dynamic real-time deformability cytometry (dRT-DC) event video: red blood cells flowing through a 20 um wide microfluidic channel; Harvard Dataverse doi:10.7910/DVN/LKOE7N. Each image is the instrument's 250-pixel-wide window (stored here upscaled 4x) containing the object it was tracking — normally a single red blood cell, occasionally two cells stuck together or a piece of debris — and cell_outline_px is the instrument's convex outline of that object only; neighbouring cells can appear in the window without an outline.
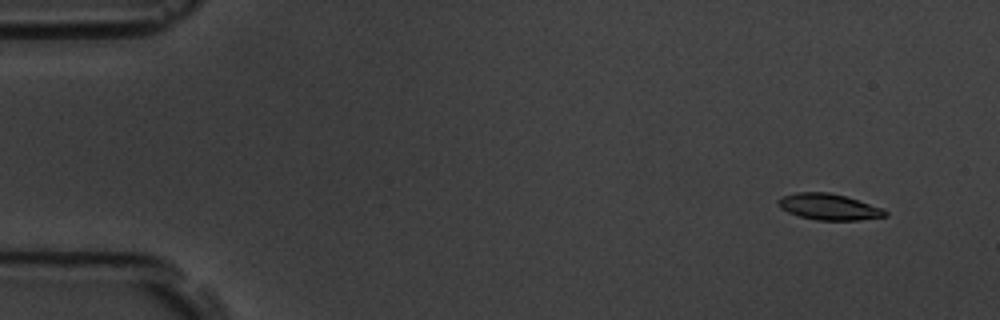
{"species": "common noctule bat (a hibernating species)", "species_latin": "Nyctalus noctula", "temperature_condition": "room temperature", "stored_images_in_passage": 4, "camera_frame_rate_fps": 3000, "um_per_image_px": 0.085, "animal": {"sex": "male", "body_mass_g": 19.5, "forearm_length_mm": 54.6}, "frame": {"image": 1, "passage_image": 1, "time_ms": 0.0, "image_size_px": [1000, 320], "cell_outline_px": [[888, 216], [860, 220], [816, 220], [800, 216], [788, 212], [780, 208], [776, 204], [776, 200], [780, 196], [796, 192], [828, 192], [844, 196], [884, 208], [888, 212]], "centroid_in_image_um": [70.43, 17.58], "position_along_channel_um": 14.6, "area_um2": 16.47}}
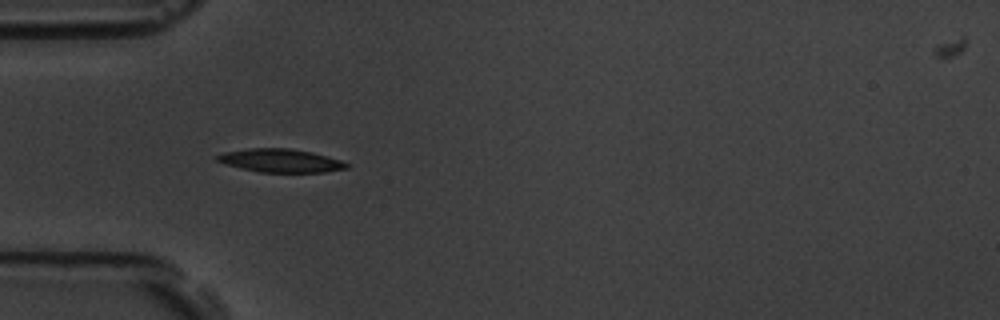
{"frame": {"image": 2, "passage_image": 4, "time_ms": 4.333, "image_size_px": [1000, 320], "cell_outline_px": [[348, 168], [324, 172], [260, 172], [228, 164], [216, 160], [212, 156], [224, 152], [248, 148], [288, 148], [312, 152], [340, 160], [348, 164]], "centroid_in_image_um": [23.83, 13.64], "position_along_channel_um": 61.2, "area_um2": 17.4}}